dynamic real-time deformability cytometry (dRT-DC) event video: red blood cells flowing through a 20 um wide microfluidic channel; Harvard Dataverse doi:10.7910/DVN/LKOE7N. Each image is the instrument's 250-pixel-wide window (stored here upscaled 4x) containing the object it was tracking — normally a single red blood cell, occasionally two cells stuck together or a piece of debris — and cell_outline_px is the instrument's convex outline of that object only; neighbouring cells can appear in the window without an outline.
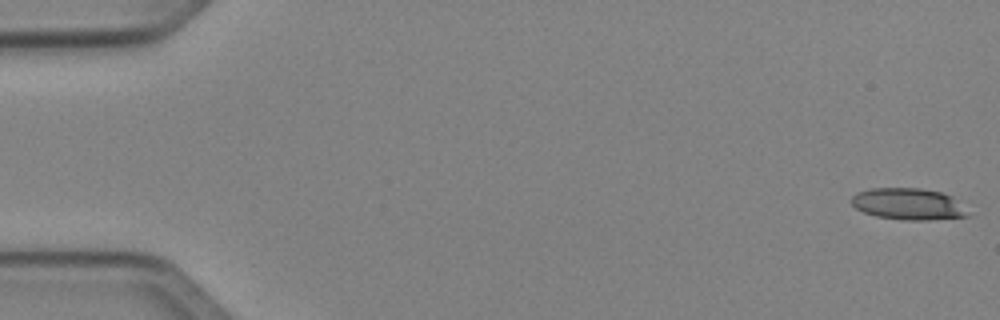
{"species": "Egyptian fruit bat (a non-hibernating species)", "species_latin": "Rousettus aegyptiacus", "temperature_condition": "cold", "stored_images_in_passage": 52, "camera_frame_rate_fps": 3000, "um_per_image_px": 0.085, "animal": {"sex": "female"}, "frame": {"image": 1, "passage_image": 1, "time_ms": 0.0, "image_size_px": [1000, 320], "cell_outline_px": [[972, 216], [928, 220], [900, 220], [876, 216], [864, 212], [856, 208], [852, 204], [852, 196], [856, 192], [872, 188], [920, 188], [940, 192], [952, 196]], "centroid_in_image_um": [77.2, 17.35], "position_along_channel_um": 7.8, "area_um2": 21.44}}
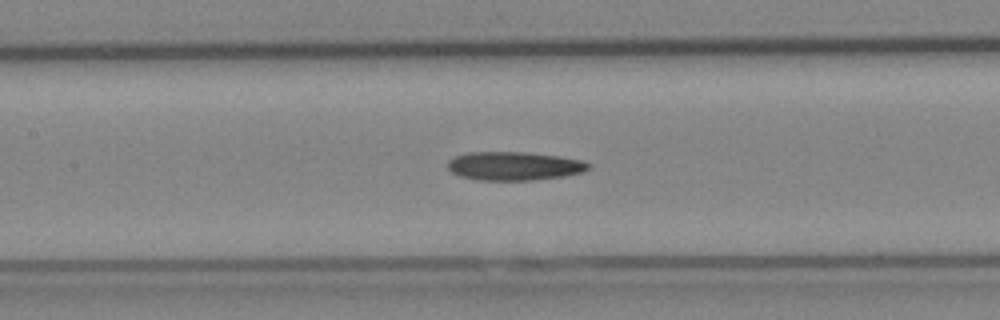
{"frame": {"image": 2, "passage_image": 24, "time_ms": 7.667, "image_size_px": [1000, 320], "cell_outline_px": [[592, 168], [584, 172], [564, 176], [532, 180], [476, 180], [460, 176], [452, 172], [448, 168], [448, 160], [452, 156], [468, 152], [528, 152], [560, 156], [584, 160], [592, 164]], "centroid_in_image_um": [43.74, 14.1], "position_along_channel_um": 163.7, "area_um2": 23.87}}
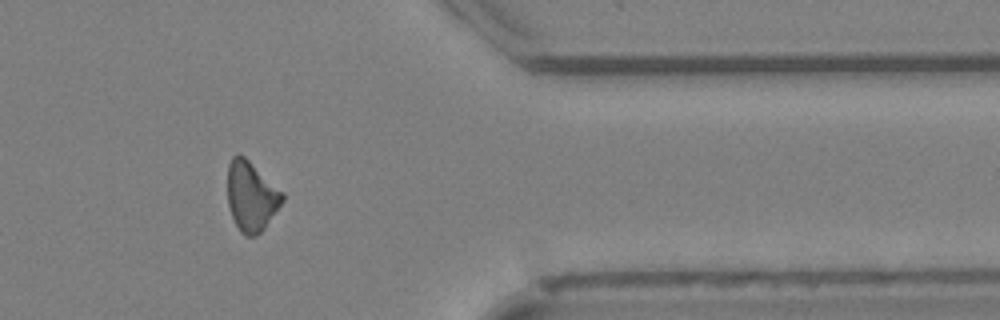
{"frame": {"image": 3, "passage_image": 42, "time_ms": 13.667, "image_size_px": [1000, 320], "cell_outline_px": [[284, 200], [264, 228], [256, 236], [244, 236], [240, 232], [232, 216], [228, 204], [228, 164], [232, 156], [244, 156], [284, 192]], "centroid_in_image_um": [21.36, 16.69], "position_along_channel_um": 390.0, "area_um2": 22.14}}